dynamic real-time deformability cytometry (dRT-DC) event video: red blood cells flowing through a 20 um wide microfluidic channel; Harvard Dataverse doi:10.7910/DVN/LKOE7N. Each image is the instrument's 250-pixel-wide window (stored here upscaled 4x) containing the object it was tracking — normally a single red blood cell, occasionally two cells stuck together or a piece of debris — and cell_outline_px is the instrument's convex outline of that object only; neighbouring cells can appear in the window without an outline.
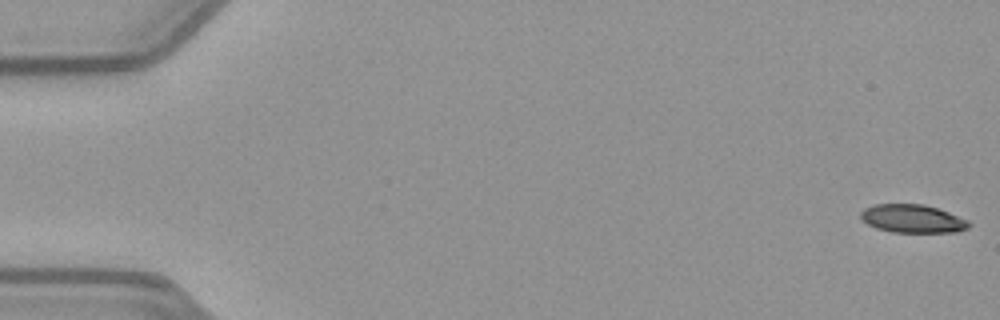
{"species": "common noctule bat (a hibernating species)", "species_latin": "Nyctalus noctula", "temperature_condition": "warm", "stored_images_in_passage": 51, "camera_frame_rate_fps": 3000, "um_per_image_px": 0.085, "animal": {"sex": "female", "body_mass_g": 21.9}, "frame": {"image": 1, "passage_image": 1, "time_ms": 0.0, "image_size_px": [1000, 320], "cell_outline_px": [[972, 224], [968, 228], [956, 232], [892, 232], [876, 228], [868, 224], [860, 216], [860, 212], [864, 208], [876, 204], [924, 204], [948, 212], [968, 220]], "centroid_in_image_um": [77.57, 18.59], "position_along_channel_um": 7.4, "area_um2": 17.74}}
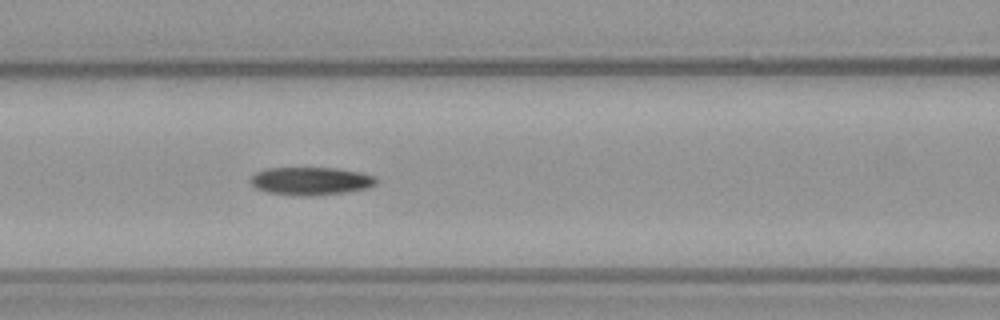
{"frame": {"image": 2, "passage_image": 23, "time_ms": 7.333, "image_size_px": [1000, 320], "cell_outline_px": [[376, 184], [368, 188], [344, 192], [312, 196], [296, 196], [268, 192], [256, 188], [252, 184], [252, 176], [256, 172], [268, 168], [336, 168], [360, 172], [376, 176]], "centroid_in_image_um": [26.44, 15.39], "position_along_channel_um": 140.2, "area_um2": 20.4}}
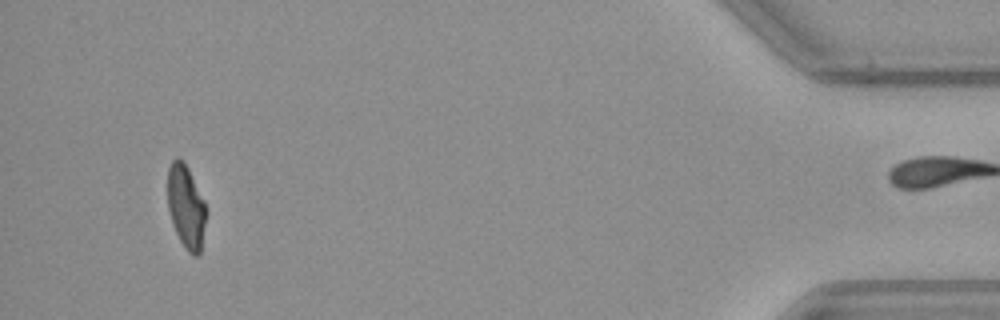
{"frame": {"image": 3, "passage_image": 50, "time_ms": 16.333, "image_size_px": [1000, 320], "cell_outline_px": [[208, 212], [200, 256], [192, 256], [188, 252], [180, 240], [172, 224], [168, 208], [168, 168], [172, 160], [176, 156], [180, 156], [184, 160], [204, 200]], "centroid_in_image_um": [15.84, 17.57], "position_along_channel_um": 419.4, "area_um2": 19.19}, "authors_computed_cell_mechanics": {"area_um2": 20.1144, "velocity_mm_per_s": 3.9547, "shape_relaxation_time_tau1_ms": null, "shape_relaxation_time_tau2_ms": 6.1492, "deformation_change_tau1": null, "deformation_change_tau2": 0.1518}}